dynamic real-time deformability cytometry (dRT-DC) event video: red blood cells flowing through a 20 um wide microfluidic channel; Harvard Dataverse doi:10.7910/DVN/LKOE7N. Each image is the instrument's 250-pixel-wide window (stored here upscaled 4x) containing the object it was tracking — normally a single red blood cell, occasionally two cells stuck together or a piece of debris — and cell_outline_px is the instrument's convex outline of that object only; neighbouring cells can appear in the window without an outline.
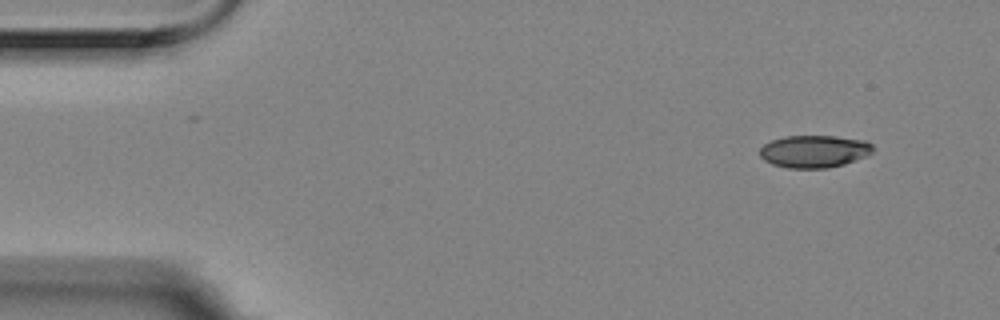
{"species": "Egyptian fruit bat (a non-hibernating species)", "species_latin": "Rousettus aegyptiacus", "temperature_condition": "room temperature", "stored_images_in_passage": 4, "camera_frame_rate_fps": 3000, "um_per_image_px": 0.085, "animal": {"sex": "female"}, "frame": {"image": 1, "passage_image": 1, "time_ms": 0.0, "image_size_px": [1000, 320], "cell_outline_px": [[872, 152], [868, 156], [844, 164], [828, 168], [788, 168], [772, 164], [764, 160], [760, 156], [760, 148], [764, 144], [772, 140], [784, 136], [836, 136], [864, 140], [872, 144]], "centroid_in_image_um": [69.21, 12.87], "position_along_channel_um": 15.8, "area_um2": 21.44}}
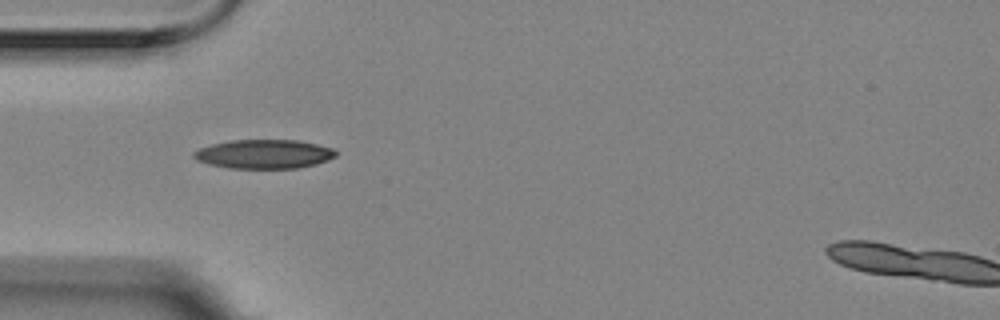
{"frame": {"image": 2, "passage_image": 4, "time_ms": 1.0, "image_size_px": [1000, 320], "cell_outline_px": [[336, 156], [328, 160], [316, 164], [300, 168], [228, 168], [208, 164], [196, 160], [192, 156], [192, 152], [200, 148], [212, 144], [232, 140], [296, 140], [316, 144], [332, 148], [336, 152]], "centroid_in_image_um": [22.42, 13.1], "position_along_channel_um": 62.6, "area_um2": 24.04}}